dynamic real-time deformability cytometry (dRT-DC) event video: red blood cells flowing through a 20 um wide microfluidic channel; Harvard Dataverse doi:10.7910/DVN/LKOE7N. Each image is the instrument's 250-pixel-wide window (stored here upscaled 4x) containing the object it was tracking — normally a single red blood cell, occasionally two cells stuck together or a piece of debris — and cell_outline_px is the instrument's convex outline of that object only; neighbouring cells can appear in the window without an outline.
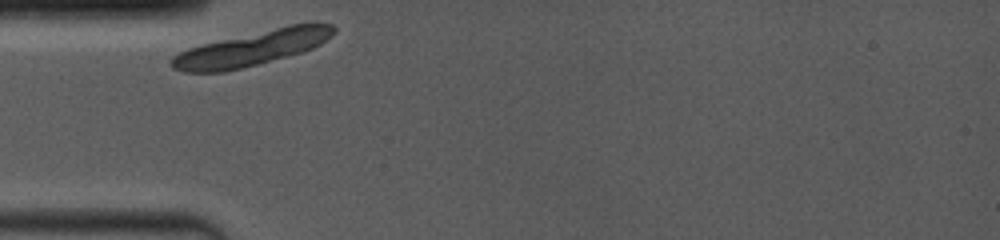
{"species": "common noctule bat (a hibernating species)", "species_latin": "Nyctalus noctula", "temperature_condition": "room temperature", "stored_images_in_passage": 1, "camera_frame_rate_fps": 4000, "um_per_image_px": 0.085, "animal": {"sex": "female", "body_mass_g": 19.0, "forearm_length_mm": 53.3}, "frame": {"image": 1, "passage_image": 1, "time_ms": 0.0, "image_size_px": [1000, 240], "cell_outline_px": [[336, 28], [332, 36], [320, 44], [304, 52], [224, 72], [184, 72], [172, 68], [168, 64], [180, 52], [188, 48], [204, 44], [288, 24], [312, 20], [332, 24]], "centroid_in_image_um": [21.53, 4.06], "position_along_channel_um": 63.5, "area_um2": 32.95}}